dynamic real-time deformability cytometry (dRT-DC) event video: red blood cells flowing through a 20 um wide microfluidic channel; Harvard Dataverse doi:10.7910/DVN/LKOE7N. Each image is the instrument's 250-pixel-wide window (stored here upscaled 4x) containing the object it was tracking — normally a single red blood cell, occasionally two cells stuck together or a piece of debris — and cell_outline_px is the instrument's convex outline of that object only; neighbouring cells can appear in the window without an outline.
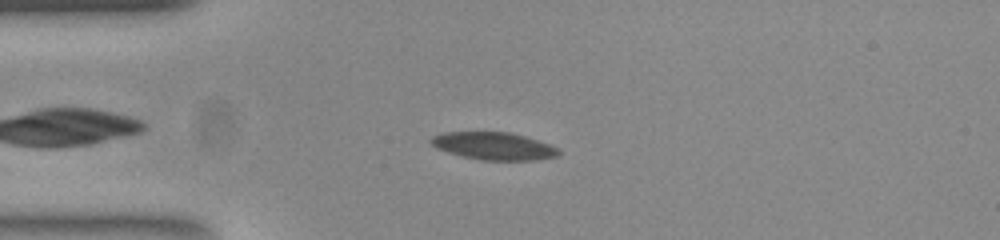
{"species": "common noctule bat (a hibernating species)", "species_latin": "Nyctalus noctula", "temperature_condition": "room temperature", "stored_images_in_passage": 48, "camera_frame_rate_fps": 3000, "um_per_image_px": 0.085, "animal": {"sex": "female", "body_mass_g": 23.0, "forearm_length_mm": 53.4}, "frame": {"image": 1, "passage_image": 8, "time_ms": 2.333, "image_size_px": [1000, 240], "cell_outline_px": [[560, 152], [556, 156], [536, 160], [484, 160], [464, 156], [448, 152], [436, 148], [428, 140], [432, 136], [444, 132], [508, 132], [524, 136], [560, 148]], "centroid_in_image_um": [41.95, 12.41], "position_along_channel_um": 43.0, "area_um2": 20.29}}
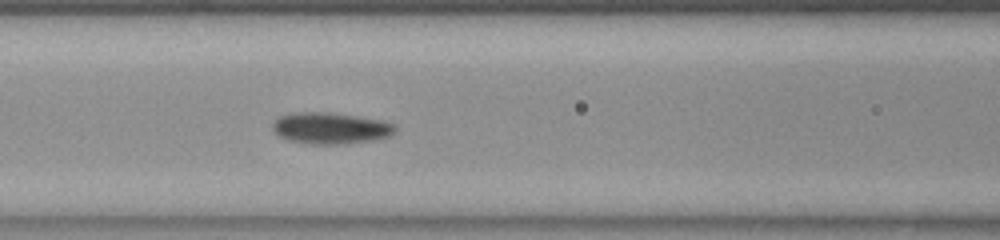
{"frame": {"image": 2, "passage_image": 17, "time_ms": 5.333, "image_size_px": [1000, 240], "cell_outline_px": [[396, 128], [388, 136], [368, 140], [336, 144], [308, 144], [288, 140], [280, 136], [272, 128], [272, 124], [280, 116], [296, 112], [328, 112], [356, 116], [380, 120], [392, 124]], "centroid_in_image_um": [28.02, 10.88], "position_along_channel_um": 138.6, "area_um2": 21.91}}
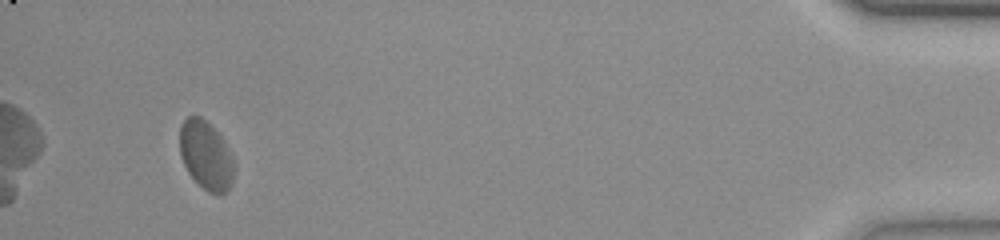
{"frame": {"image": 3, "passage_image": 45, "time_ms": 14.667, "image_size_px": [1000, 240], "cell_outline_px": [[232, 180], [228, 188], [220, 196], [216, 196], [208, 192], [188, 172], [184, 164], [180, 152], [180, 124], [188, 116], [200, 116], [224, 140], [232, 156]], "centroid_in_image_um": [17.48, 13.2], "position_along_channel_um": 417.7, "area_um2": 21.27}, "authors_computed_cell_mechanics": {"area_um2": 21.2126, "velocity_mm_per_s": 3.8261, "shape_relaxation_time_tau1_ms": 5.7742, "shape_relaxation_time_tau2_ms": 2.706, "deformation_change_tau1": 0.111, "deformation_change_tau2": 0.0747}}